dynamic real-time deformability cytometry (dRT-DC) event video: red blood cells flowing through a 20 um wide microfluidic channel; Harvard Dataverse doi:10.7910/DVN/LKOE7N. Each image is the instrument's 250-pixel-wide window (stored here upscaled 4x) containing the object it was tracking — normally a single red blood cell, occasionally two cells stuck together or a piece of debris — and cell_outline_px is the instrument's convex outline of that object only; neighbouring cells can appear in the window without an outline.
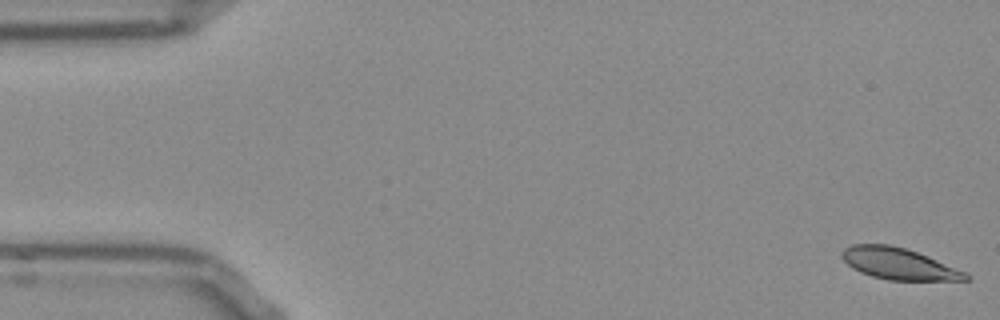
{"species": "Egyptian fruit bat (a non-hibernating species)", "species_latin": "Rousettus aegyptiacus", "temperature_condition": "room temperature", "stored_images_in_passage": 53, "camera_frame_rate_fps": 3000, "um_per_image_px": 0.085, "frame": {"image": 1, "passage_image": 1, "time_ms": 0.0, "image_size_px": [1000, 320], "cell_outline_px": [[972, 280], [888, 280], [872, 276], [860, 272], [852, 268], [840, 256], [840, 252], [844, 248], [852, 244], [888, 244], [904, 248], [928, 256], [964, 272], [972, 276]], "centroid_in_image_um": [76.36, 22.42], "position_along_channel_um": 8.6, "area_um2": 22.6}}
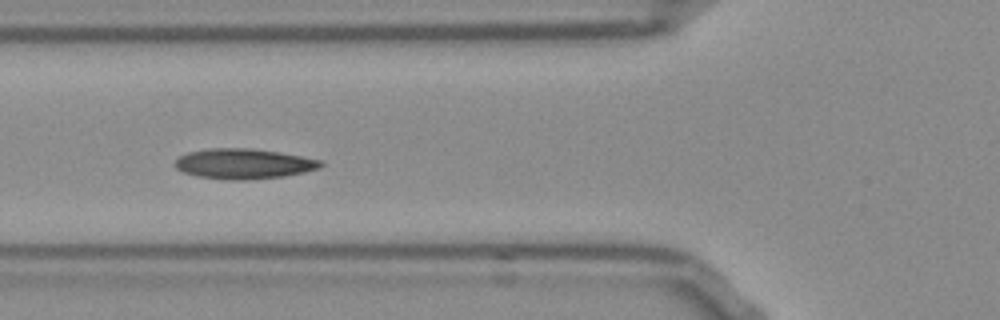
{"frame": {"image": 2, "passage_image": 19, "time_ms": 6.0, "image_size_px": [1000, 320], "cell_outline_px": [[324, 164], [320, 168], [304, 172], [284, 176], [244, 180], [228, 180], [196, 176], [184, 172], [176, 168], [172, 164], [180, 156], [188, 152], [208, 148], [252, 148], [280, 152], [320, 160]], "centroid_in_image_um": [20.69, 13.92], "position_along_channel_um": 105.1, "area_um2": 25.72}}
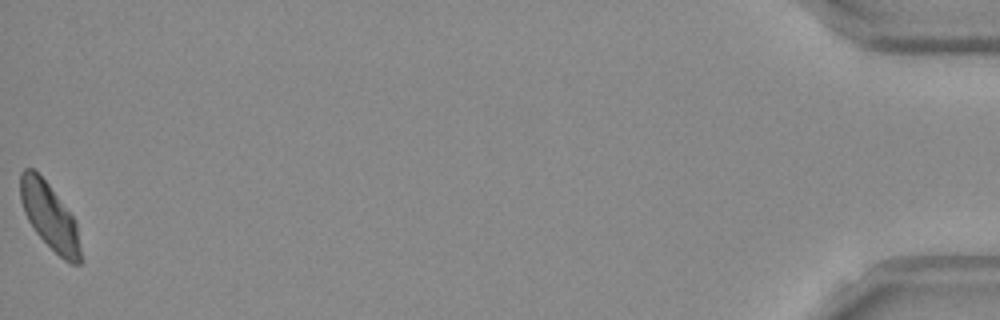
{"frame": {"image": 3, "passage_image": 53, "time_ms": 17.333, "image_size_px": [1000, 320], "cell_outline_px": [[84, 260], [80, 264], [72, 264], [64, 260], [36, 232], [28, 220], [24, 212], [20, 200], [20, 172], [24, 168], [32, 168], [48, 184], [76, 220]], "centroid_in_image_um": [4.25, 18.43], "position_along_channel_um": 430.9, "area_um2": 23.29}, "authors_computed_cell_mechanics": {"area_um2": 24.1026, "velocity_mm_per_s": 3.7863, "shape_relaxation_time_tau1_ms": 4.7455, "shape_relaxation_time_tau2_ms": 5.9455, "deformation_change_tau1": 0.1181, "deformation_change_tau2": 0.1005}}